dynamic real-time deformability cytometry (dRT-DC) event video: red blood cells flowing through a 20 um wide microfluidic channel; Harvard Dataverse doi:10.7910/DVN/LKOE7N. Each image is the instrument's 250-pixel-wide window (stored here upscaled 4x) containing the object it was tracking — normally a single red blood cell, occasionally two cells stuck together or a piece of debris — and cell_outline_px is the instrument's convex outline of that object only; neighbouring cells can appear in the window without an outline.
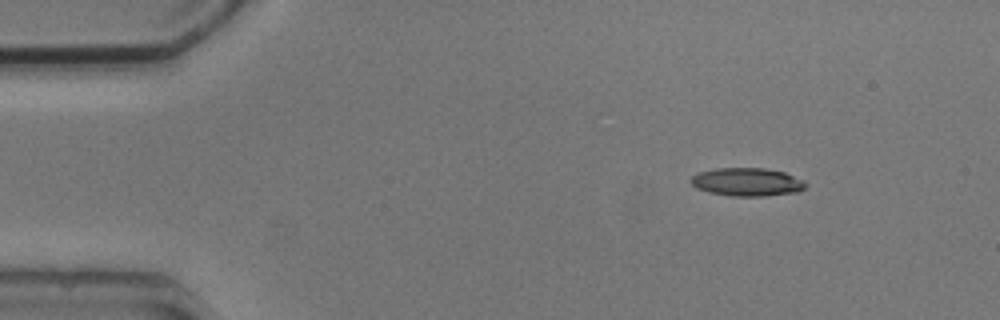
{"species": "common noctule bat (a hibernating species)", "species_latin": "Nyctalus noctula", "temperature_condition": "cold", "stored_images_in_passage": 6, "camera_frame_rate_fps": 3000, "um_per_image_px": 0.085, "animal": {"sex": "male", "body_mass_g": 20.5, "forearm_length_mm": 52.5}, "frame": {"image": 1, "passage_image": 1, "time_ms": 0.0, "image_size_px": [1000, 320], "cell_outline_px": [[808, 184], [800, 192], [764, 196], [732, 196], [708, 192], [696, 188], [688, 180], [692, 176], [700, 172], [716, 168], [764, 168], [784, 172], [804, 180]], "centroid_in_image_um": [63.51, 15.47], "position_along_channel_um": 21.5, "area_um2": 19.02}}
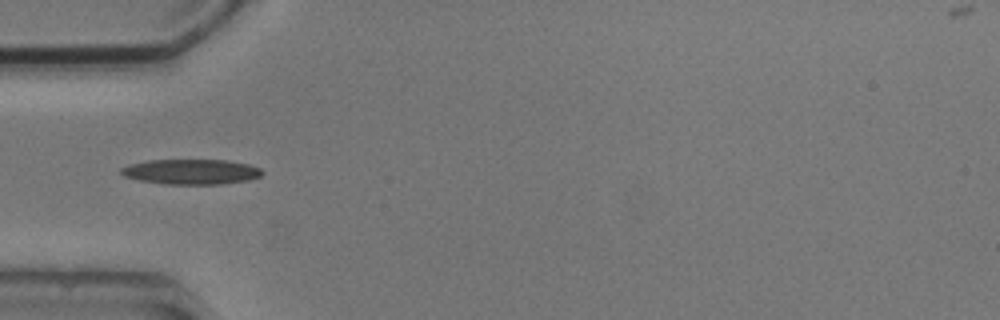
{"frame": {"image": 2, "passage_image": 3, "time_ms": 3.333, "image_size_px": [1000, 320], "cell_outline_px": [[264, 172], [260, 176], [248, 180], [220, 184], [164, 184], [140, 180], [124, 176], [120, 172], [120, 168], [128, 164], [148, 160], [224, 160], [248, 164], [260, 168]], "centroid_in_image_um": [16.22, 14.59], "position_along_channel_um": 68.8, "area_um2": 20.63}}